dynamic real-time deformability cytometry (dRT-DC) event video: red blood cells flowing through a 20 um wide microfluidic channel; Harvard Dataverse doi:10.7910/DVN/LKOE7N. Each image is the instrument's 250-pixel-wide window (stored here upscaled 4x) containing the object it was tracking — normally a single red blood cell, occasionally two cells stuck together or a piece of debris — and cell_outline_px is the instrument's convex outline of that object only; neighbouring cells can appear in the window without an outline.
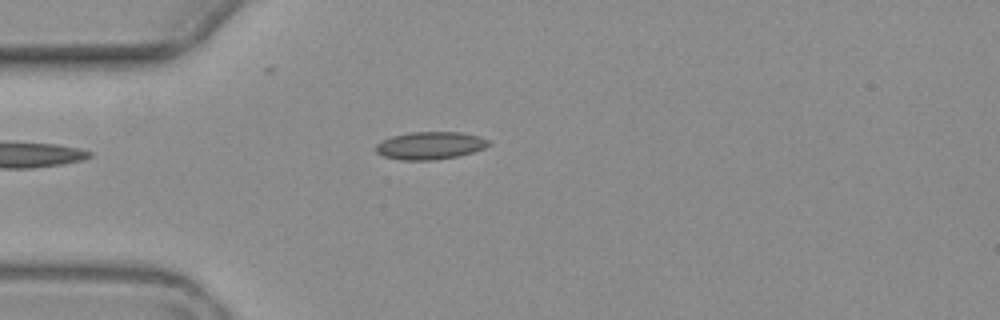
{"species": "common noctule bat (a hibernating species)", "species_latin": "Nyctalus noctula", "temperature_condition": "warm", "stored_images_in_passage": 5, "camera_frame_rate_fps": 3000, "um_per_image_px": 0.085, "animal": {"sex": "female", "body_mass_g": 19.3, "forearm_length_mm": 54.1}, "frame": {"image": 1, "passage_image": 5, "time_ms": 4.667, "image_size_px": [1000, 320], "cell_outline_px": [[492, 144], [484, 148], [472, 152], [456, 156], [432, 160], [400, 160], [384, 156], [376, 152], [376, 144], [380, 140], [392, 136], [412, 132], [460, 132], [480, 136], [488, 140]], "centroid_in_image_um": [36.55, 12.36], "position_along_channel_um": 48.5, "area_um2": 18.15}}